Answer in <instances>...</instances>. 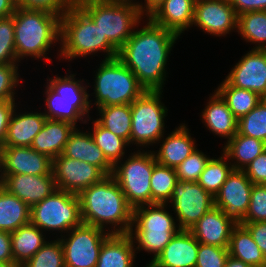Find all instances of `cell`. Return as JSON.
Wrapping results in <instances>:
<instances>
[{"label":"cell","instance_id":"cell-1","mask_svg":"<svg viewBox=\"0 0 266 267\" xmlns=\"http://www.w3.org/2000/svg\"><path fill=\"white\" fill-rule=\"evenodd\" d=\"M147 24L135 29L118 50L117 58L151 91H162L166 80L168 56L180 35L156 25L148 17Z\"/></svg>","mask_w":266,"mask_h":267},{"label":"cell","instance_id":"cell-2","mask_svg":"<svg viewBox=\"0 0 266 267\" xmlns=\"http://www.w3.org/2000/svg\"><path fill=\"white\" fill-rule=\"evenodd\" d=\"M78 197L82 223L101 229L111 224V234L129 233L133 209L112 175L87 187Z\"/></svg>","mask_w":266,"mask_h":267},{"label":"cell","instance_id":"cell-3","mask_svg":"<svg viewBox=\"0 0 266 267\" xmlns=\"http://www.w3.org/2000/svg\"><path fill=\"white\" fill-rule=\"evenodd\" d=\"M13 16L15 54L20 59L47 60V52L60 41V16L44 10H26L16 7ZM54 43V44H53Z\"/></svg>","mask_w":266,"mask_h":267},{"label":"cell","instance_id":"cell-4","mask_svg":"<svg viewBox=\"0 0 266 267\" xmlns=\"http://www.w3.org/2000/svg\"><path fill=\"white\" fill-rule=\"evenodd\" d=\"M60 54L65 60L104 52L105 58L118 56V50L103 36L100 28L79 8L71 7L60 17Z\"/></svg>","mask_w":266,"mask_h":267},{"label":"cell","instance_id":"cell-5","mask_svg":"<svg viewBox=\"0 0 266 267\" xmlns=\"http://www.w3.org/2000/svg\"><path fill=\"white\" fill-rule=\"evenodd\" d=\"M68 73L64 77L55 76L47 80L49 82L44 94L47 109L43 114L47 119L67 121L75 126L78 120L86 124L91 120L89 112L92 104L87 92L89 86L83 83V79H75V74Z\"/></svg>","mask_w":266,"mask_h":267},{"label":"cell","instance_id":"cell-6","mask_svg":"<svg viewBox=\"0 0 266 267\" xmlns=\"http://www.w3.org/2000/svg\"><path fill=\"white\" fill-rule=\"evenodd\" d=\"M167 205L155 203L133 209L132 225L128 234L134 245H137L134 246L135 251L144 250L154 254L151 262L180 230L175 217L166 210Z\"/></svg>","mask_w":266,"mask_h":267},{"label":"cell","instance_id":"cell-7","mask_svg":"<svg viewBox=\"0 0 266 267\" xmlns=\"http://www.w3.org/2000/svg\"><path fill=\"white\" fill-rule=\"evenodd\" d=\"M79 8L100 28L103 36L117 50L125 44L143 19L134 1H90Z\"/></svg>","mask_w":266,"mask_h":267},{"label":"cell","instance_id":"cell-8","mask_svg":"<svg viewBox=\"0 0 266 267\" xmlns=\"http://www.w3.org/2000/svg\"><path fill=\"white\" fill-rule=\"evenodd\" d=\"M94 81V105L97 107L131 104L146 91L134 73L117 57L102 60Z\"/></svg>","mask_w":266,"mask_h":267},{"label":"cell","instance_id":"cell-9","mask_svg":"<svg viewBox=\"0 0 266 267\" xmlns=\"http://www.w3.org/2000/svg\"><path fill=\"white\" fill-rule=\"evenodd\" d=\"M130 154L125 158L127 160H121L113 166L112 176L127 203L134 209L151 204V175L157 162L151 150L141 152L138 148L137 152Z\"/></svg>","mask_w":266,"mask_h":267},{"label":"cell","instance_id":"cell-10","mask_svg":"<svg viewBox=\"0 0 266 267\" xmlns=\"http://www.w3.org/2000/svg\"><path fill=\"white\" fill-rule=\"evenodd\" d=\"M30 223L43 232L56 230L60 236L68 233L82 223L78 195L56 189L31 207Z\"/></svg>","mask_w":266,"mask_h":267},{"label":"cell","instance_id":"cell-11","mask_svg":"<svg viewBox=\"0 0 266 267\" xmlns=\"http://www.w3.org/2000/svg\"><path fill=\"white\" fill-rule=\"evenodd\" d=\"M162 92L163 90H146L130 104L132 115L130 145L149 148V145L158 144L164 136V119L168 109L163 102L161 103Z\"/></svg>","mask_w":266,"mask_h":267},{"label":"cell","instance_id":"cell-12","mask_svg":"<svg viewBox=\"0 0 266 267\" xmlns=\"http://www.w3.org/2000/svg\"><path fill=\"white\" fill-rule=\"evenodd\" d=\"M67 235V236H66ZM111 235L101 229L81 223L61 236L65 267H96L103 242Z\"/></svg>","mask_w":266,"mask_h":267},{"label":"cell","instance_id":"cell-13","mask_svg":"<svg viewBox=\"0 0 266 267\" xmlns=\"http://www.w3.org/2000/svg\"><path fill=\"white\" fill-rule=\"evenodd\" d=\"M180 230H190L198 220L215 206L214 196L198 182L178 180L171 199Z\"/></svg>","mask_w":266,"mask_h":267},{"label":"cell","instance_id":"cell-14","mask_svg":"<svg viewBox=\"0 0 266 267\" xmlns=\"http://www.w3.org/2000/svg\"><path fill=\"white\" fill-rule=\"evenodd\" d=\"M253 185L243 170L233 169L214 197L215 207L220 208L234 223L243 224Z\"/></svg>","mask_w":266,"mask_h":267},{"label":"cell","instance_id":"cell-15","mask_svg":"<svg viewBox=\"0 0 266 267\" xmlns=\"http://www.w3.org/2000/svg\"><path fill=\"white\" fill-rule=\"evenodd\" d=\"M52 171L57 189L77 195L106 176L98 167L62 154L53 159Z\"/></svg>","mask_w":266,"mask_h":267},{"label":"cell","instance_id":"cell-16","mask_svg":"<svg viewBox=\"0 0 266 267\" xmlns=\"http://www.w3.org/2000/svg\"><path fill=\"white\" fill-rule=\"evenodd\" d=\"M237 23L238 15L228 0H195L192 26L223 37L232 30L237 32Z\"/></svg>","mask_w":266,"mask_h":267},{"label":"cell","instance_id":"cell-17","mask_svg":"<svg viewBox=\"0 0 266 267\" xmlns=\"http://www.w3.org/2000/svg\"><path fill=\"white\" fill-rule=\"evenodd\" d=\"M53 160L31 147L10 146L0 150V175L52 174Z\"/></svg>","mask_w":266,"mask_h":267},{"label":"cell","instance_id":"cell-18","mask_svg":"<svg viewBox=\"0 0 266 267\" xmlns=\"http://www.w3.org/2000/svg\"><path fill=\"white\" fill-rule=\"evenodd\" d=\"M231 85L266 96V51L251 49L225 77Z\"/></svg>","mask_w":266,"mask_h":267},{"label":"cell","instance_id":"cell-19","mask_svg":"<svg viewBox=\"0 0 266 267\" xmlns=\"http://www.w3.org/2000/svg\"><path fill=\"white\" fill-rule=\"evenodd\" d=\"M0 186L24 201L30 208L57 189L53 173L47 175H0Z\"/></svg>","mask_w":266,"mask_h":267},{"label":"cell","instance_id":"cell-20","mask_svg":"<svg viewBox=\"0 0 266 267\" xmlns=\"http://www.w3.org/2000/svg\"><path fill=\"white\" fill-rule=\"evenodd\" d=\"M199 242L189 230H179L146 267H195Z\"/></svg>","mask_w":266,"mask_h":267},{"label":"cell","instance_id":"cell-21","mask_svg":"<svg viewBox=\"0 0 266 267\" xmlns=\"http://www.w3.org/2000/svg\"><path fill=\"white\" fill-rule=\"evenodd\" d=\"M236 225L220 208L214 206L189 231L199 243L228 248Z\"/></svg>","mask_w":266,"mask_h":267},{"label":"cell","instance_id":"cell-22","mask_svg":"<svg viewBox=\"0 0 266 267\" xmlns=\"http://www.w3.org/2000/svg\"><path fill=\"white\" fill-rule=\"evenodd\" d=\"M62 155L98 167L106 176L112 175L113 165L93 141L90 131L75 128L65 144Z\"/></svg>","mask_w":266,"mask_h":267},{"label":"cell","instance_id":"cell-23","mask_svg":"<svg viewBox=\"0 0 266 267\" xmlns=\"http://www.w3.org/2000/svg\"><path fill=\"white\" fill-rule=\"evenodd\" d=\"M164 137L158 142L162 141L159 151H153L156 162L161 165L176 168L197 149L186 124H180L165 139Z\"/></svg>","mask_w":266,"mask_h":267},{"label":"cell","instance_id":"cell-24","mask_svg":"<svg viewBox=\"0 0 266 267\" xmlns=\"http://www.w3.org/2000/svg\"><path fill=\"white\" fill-rule=\"evenodd\" d=\"M195 0H164L148 18L178 35L192 27Z\"/></svg>","mask_w":266,"mask_h":267},{"label":"cell","instance_id":"cell-25","mask_svg":"<svg viewBox=\"0 0 266 267\" xmlns=\"http://www.w3.org/2000/svg\"><path fill=\"white\" fill-rule=\"evenodd\" d=\"M205 127L228 142L238 133V119L222 97L214 90L201 114Z\"/></svg>","mask_w":266,"mask_h":267},{"label":"cell","instance_id":"cell-26","mask_svg":"<svg viewBox=\"0 0 266 267\" xmlns=\"http://www.w3.org/2000/svg\"><path fill=\"white\" fill-rule=\"evenodd\" d=\"M17 109L15 108L11 116L4 147H31L33 139L42 130L47 118L43 112L17 114Z\"/></svg>","mask_w":266,"mask_h":267},{"label":"cell","instance_id":"cell-27","mask_svg":"<svg viewBox=\"0 0 266 267\" xmlns=\"http://www.w3.org/2000/svg\"><path fill=\"white\" fill-rule=\"evenodd\" d=\"M75 128V125L67 121L46 119L44 127L33 139L31 148L53 160L62 154Z\"/></svg>","mask_w":266,"mask_h":267},{"label":"cell","instance_id":"cell-28","mask_svg":"<svg viewBox=\"0 0 266 267\" xmlns=\"http://www.w3.org/2000/svg\"><path fill=\"white\" fill-rule=\"evenodd\" d=\"M134 246L129 234H111L103 242L96 267H133L138 253Z\"/></svg>","mask_w":266,"mask_h":267},{"label":"cell","instance_id":"cell-29","mask_svg":"<svg viewBox=\"0 0 266 267\" xmlns=\"http://www.w3.org/2000/svg\"><path fill=\"white\" fill-rule=\"evenodd\" d=\"M43 234L31 223L11 232L12 255L17 266L21 267L47 242Z\"/></svg>","mask_w":266,"mask_h":267},{"label":"cell","instance_id":"cell-30","mask_svg":"<svg viewBox=\"0 0 266 267\" xmlns=\"http://www.w3.org/2000/svg\"><path fill=\"white\" fill-rule=\"evenodd\" d=\"M228 250L231 257L243 261L250 267H266V257L242 224H237L233 228Z\"/></svg>","mask_w":266,"mask_h":267},{"label":"cell","instance_id":"cell-31","mask_svg":"<svg viewBox=\"0 0 266 267\" xmlns=\"http://www.w3.org/2000/svg\"><path fill=\"white\" fill-rule=\"evenodd\" d=\"M224 145L222 151L235 170H244L250 162L266 150L265 142L239 133Z\"/></svg>","mask_w":266,"mask_h":267},{"label":"cell","instance_id":"cell-32","mask_svg":"<svg viewBox=\"0 0 266 267\" xmlns=\"http://www.w3.org/2000/svg\"><path fill=\"white\" fill-rule=\"evenodd\" d=\"M31 208L0 186V230L13 232L30 223Z\"/></svg>","mask_w":266,"mask_h":267},{"label":"cell","instance_id":"cell-33","mask_svg":"<svg viewBox=\"0 0 266 267\" xmlns=\"http://www.w3.org/2000/svg\"><path fill=\"white\" fill-rule=\"evenodd\" d=\"M98 108L96 121L116 136L125 139L130 145L132 115L130 104L112 105Z\"/></svg>","mask_w":266,"mask_h":267},{"label":"cell","instance_id":"cell-34","mask_svg":"<svg viewBox=\"0 0 266 267\" xmlns=\"http://www.w3.org/2000/svg\"><path fill=\"white\" fill-rule=\"evenodd\" d=\"M226 102L234 116L239 120L253 110L263 99L259 94L231 86L225 79L215 90Z\"/></svg>","mask_w":266,"mask_h":267},{"label":"cell","instance_id":"cell-35","mask_svg":"<svg viewBox=\"0 0 266 267\" xmlns=\"http://www.w3.org/2000/svg\"><path fill=\"white\" fill-rule=\"evenodd\" d=\"M237 32L246 42L256 43L252 49L266 48V11H253L238 15Z\"/></svg>","mask_w":266,"mask_h":267},{"label":"cell","instance_id":"cell-36","mask_svg":"<svg viewBox=\"0 0 266 267\" xmlns=\"http://www.w3.org/2000/svg\"><path fill=\"white\" fill-rule=\"evenodd\" d=\"M93 128L90 132L95 144L102 150L106 159L114 166L117 162L123 161L126 146L129 143L102 127L96 120H92Z\"/></svg>","mask_w":266,"mask_h":267},{"label":"cell","instance_id":"cell-37","mask_svg":"<svg viewBox=\"0 0 266 267\" xmlns=\"http://www.w3.org/2000/svg\"><path fill=\"white\" fill-rule=\"evenodd\" d=\"M228 160V157L223 152L219 158H210L197 181L214 197L233 170V166L227 162Z\"/></svg>","mask_w":266,"mask_h":267},{"label":"cell","instance_id":"cell-38","mask_svg":"<svg viewBox=\"0 0 266 267\" xmlns=\"http://www.w3.org/2000/svg\"><path fill=\"white\" fill-rule=\"evenodd\" d=\"M177 181L175 168L157 162L151 175V204H167Z\"/></svg>","mask_w":266,"mask_h":267},{"label":"cell","instance_id":"cell-39","mask_svg":"<svg viewBox=\"0 0 266 267\" xmlns=\"http://www.w3.org/2000/svg\"><path fill=\"white\" fill-rule=\"evenodd\" d=\"M238 133L266 143V100L238 120Z\"/></svg>","mask_w":266,"mask_h":267},{"label":"cell","instance_id":"cell-40","mask_svg":"<svg viewBox=\"0 0 266 267\" xmlns=\"http://www.w3.org/2000/svg\"><path fill=\"white\" fill-rule=\"evenodd\" d=\"M21 267H65L63 247L60 239L47 241Z\"/></svg>","mask_w":266,"mask_h":267},{"label":"cell","instance_id":"cell-41","mask_svg":"<svg viewBox=\"0 0 266 267\" xmlns=\"http://www.w3.org/2000/svg\"><path fill=\"white\" fill-rule=\"evenodd\" d=\"M210 157L196 149L176 168L177 179L197 182Z\"/></svg>","mask_w":266,"mask_h":267},{"label":"cell","instance_id":"cell-42","mask_svg":"<svg viewBox=\"0 0 266 267\" xmlns=\"http://www.w3.org/2000/svg\"><path fill=\"white\" fill-rule=\"evenodd\" d=\"M13 16L0 19V64H17Z\"/></svg>","mask_w":266,"mask_h":267},{"label":"cell","instance_id":"cell-43","mask_svg":"<svg viewBox=\"0 0 266 267\" xmlns=\"http://www.w3.org/2000/svg\"><path fill=\"white\" fill-rule=\"evenodd\" d=\"M228 256V248L199 243L195 267H224Z\"/></svg>","mask_w":266,"mask_h":267},{"label":"cell","instance_id":"cell-44","mask_svg":"<svg viewBox=\"0 0 266 267\" xmlns=\"http://www.w3.org/2000/svg\"><path fill=\"white\" fill-rule=\"evenodd\" d=\"M266 221V185L254 184L248 211L243 222Z\"/></svg>","mask_w":266,"mask_h":267},{"label":"cell","instance_id":"cell-45","mask_svg":"<svg viewBox=\"0 0 266 267\" xmlns=\"http://www.w3.org/2000/svg\"><path fill=\"white\" fill-rule=\"evenodd\" d=\"M18 64H0V100H15V90L19 85Z\"/></svg>","mask_w":266,"mask_h":267},{"label":"cell","instance_id":"cell-46","mask_svg":"<svg viewBox=\"0 0 266 267\" xmlns=\"http://www.w3.org/2000/svg\"><path fill=\"white\" fill-rule=\"evenodd\" d=\"M16 7L26 10H44L62 17L72 5L69 0H16Z\"/></svg>","mask_w":266,"mask_h":267},{"label":"cell","instance_id":"cell-47","mask_svg":"<svg viewBox=\"0 0 266 267\" xmlns=\"http://www.w3.org/2000/svg\"><path fill=\"white\" fill-rule=\"evenodd\" d=\"M253 184L266 185V150L243 170Z\"/></svg>","mask_w":266,"mask_h":267},{"label":"cell","instance_id":"cell-48","mask_svg":"<svg viewBox=\"0 0 266 267\" xmlns=\"http://www.w3.org/2000/svg\"><path fill=\"white\" fill-rule=\"evenodd\" d=\"M15 100H0V150L4 147L7 128L11 116L17 107Z\"/></svg>","mask_w":266,"mask_h":267},{"label":"cell","instance_id":"cell-49","mask_svg":"<svg viewBox=\"0 0 266 267\" xmlns=\"http://www.w3.org/2000/svg\"><path fill=\"white\" fill-rule=\"evenodd\" d=\"M242 225L249 231L253 240L266 257V221L243 222Z\"/></svg>","mask_w":266,"mask_h":267},{"label":"cell","instance_id":"cell-50","mask_svg":"<svg viewBox=\"0 0 266 267\" xmlns=\"http://www.w3.org/2000/svg\"><path fill=\"white\" fill-rule=\"evenodd\" d=\"M237 15L253 12L266 11V0H228Z\"/></svg>","mask_w":266,"mask_h":267},{"label":"cell","instance_id":"cell-51","mask_svg":"<svg viewBox=\"0 0 266 267\" xmlns=\"http://www.w3.org/2000/svg\"><path fill=\"white\" fill-rule=\"evenodd\" d=\"M0 262L14 263L11 247V232L0 230Z\"/></svg>","mask_w":266,"mask_h":267},{"label":"cell","instance_id":"cell-52","mask_svg":"<svg viewBox=\"0 0 266 267\" xmlns=\"http://www.w3.org/2000/svg\"><path fill=\"white\" fill-rule=\"evenodd\" d=\"M164 0H144V5L143 3H139V1L134 3L138 7L140 13L143 15V17L146 15L147 17L155 11L159 5L163 2Z\"/></svg>","mask_w":266,"mask_h":267},{"label":"cell","instance_id":"cell-53","mask_svg":"<svg viewBox=\"0 0 266 267\" xmlns=\"http://www.w3.org/2000/svg\"><path fill=\"white\" fill-rule=\"evenodd\" d=\"M16 9L15 0H0V19L10 17Z\"/></svg>","mask_w":266,"mask_h":267},{"label":"cell","instance_id":"cell-54","mask_svg":"<svg viewBox=\"0 0 266 267\" xmlns=\"http://www.w3.org/2000/svg\"><path fill=\"white\" fill-rule=\"evenodd\" d=\"M224 267H250V266L244 263L243 261L235 259L229 255Z\"/></svg>","mask_w":266,"mask_h":267},{"label":"cell","instance_id":"cell-55","mask_svg":"<svg viewBox=\"0 0 266 267\" xmlns=\"http://www.w3.org/2000/svg\"><path fill=\"white\" fill-rule=\"evenodd\" d=\"M72 7H79L81 6L82 4H85L87 2H90V1H103V0H69Z\"/></svg>","mask_w":266,"mask_h":267},{"label":"cell","instance_id":"cell-56","mask_svg":"<svg viewBox=\"0 0 266 267\" xmlns=\"http://www.w3.org/2000/svg\"><path fill=\"white\" fill-rule=\"evenodd\" d=\"M0 267H19L15 263H1L0 262Z\"/></svg>","mask_w":266,"mask_h":267}]
</instances>
